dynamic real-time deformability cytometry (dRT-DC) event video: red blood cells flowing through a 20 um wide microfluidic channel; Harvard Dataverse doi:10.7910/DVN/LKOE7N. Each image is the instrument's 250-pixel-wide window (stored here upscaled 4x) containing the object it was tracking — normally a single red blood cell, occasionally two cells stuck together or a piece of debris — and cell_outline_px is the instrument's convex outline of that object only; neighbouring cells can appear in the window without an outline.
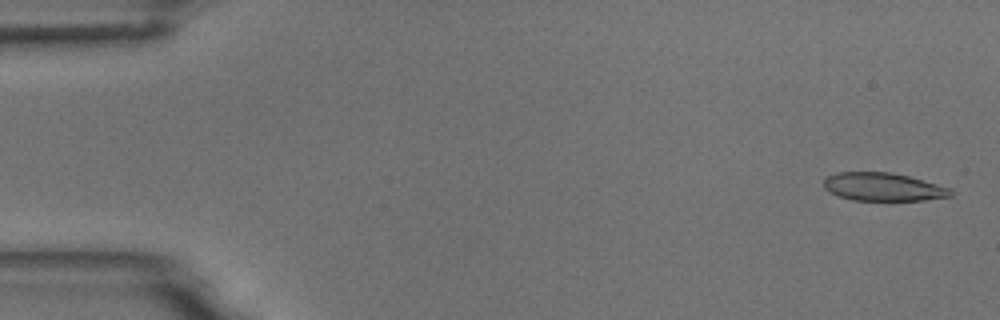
{"species": "common noctule bat (a hibernating species)", "species_latin": "Nyctalus noctula", "temperature_condition": "room temperature", "stored_images_in_passage": 54, "camera_frame_rate_fps": 3000, "um_per_image_px": 0.085, "animal": {"sex": "male", "body_mass_g": 18.8}, "frame": {"image": 1, "passage_image": 2, "time_ms": 0.333, "image_size_px": [1000, 320], "cell_outline_px": [[956, 192], [952, 196], [924, 200], [852, 200], [828, 192], [824, 188], [824, 180], [828, 176], [836, 172], [892, 172], [908, 176], [952, 188]], "centroid_in_image_um": [75.1, 15.88], "position_along_channel_um": 9.9, "area_um2": 20.92}}
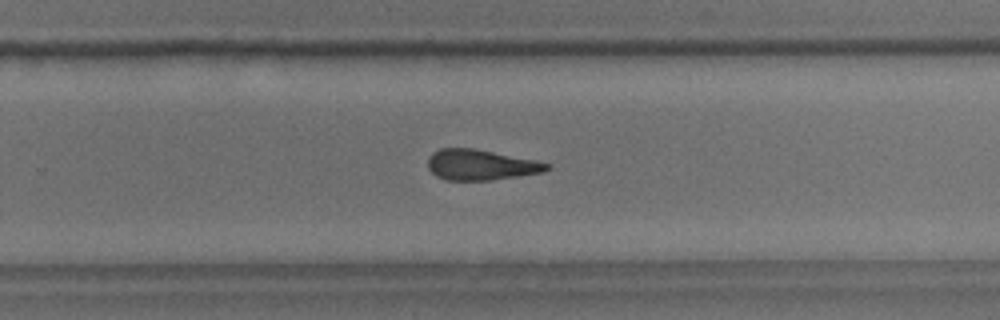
{"frame": {"image": 2, "passage_image": 35, "time_ms": 11.333, "image_size_px": [1000, 320], "cell_outline_px": [[552, 168], [544, 172], [488, 180], [448, 180], [436, 176], [428, 168], [428, 156], [432, 152], [440, 148], [472, 148], [536, 160], [552, 164]], "centroid_in_image_um": [40.87, 14.0], "position_along_channel_um": 288.9, "area_um2": 21.15}}
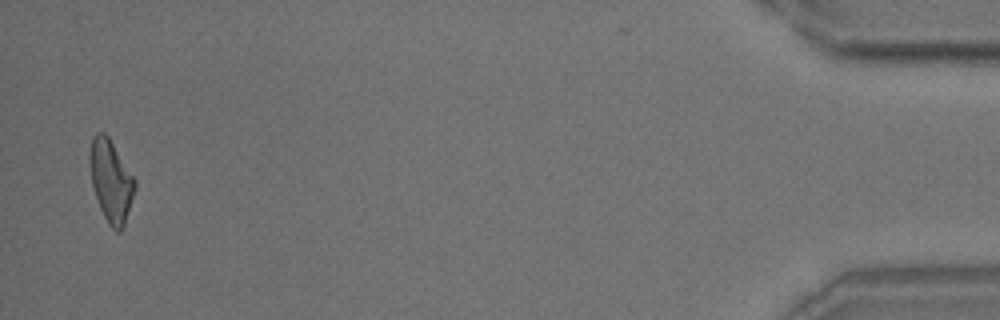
{"frame": {"image": 3, "passage_image": 53, "time_ms": 17.333, "image_size_px": [1000, 320], "cell_outline_px": [[136, 188], [124, 224], [120, 232], [116, 232], [108, 224], [100, 208], [92, 184], [88, 160], [88, 156], [92, 136], [96, 132], [104, 132], [108, 136], [136, 180]], "centroid_in_image_um": [9.41, 15.34], "position_along_channel_um": 425.8, "area_um2": 21.56}, "authors_computed_cell_mechanics": {"area_um2": 22.0796, "velocity_mm_per_s": 3.7279, "shape_relaxation_time_tau1_ms": null, "shape_relaxation_time_tau2_ms": 5.1522, "deformation_change_tau1": null, "deformation_change_tau2": 0.1665}}